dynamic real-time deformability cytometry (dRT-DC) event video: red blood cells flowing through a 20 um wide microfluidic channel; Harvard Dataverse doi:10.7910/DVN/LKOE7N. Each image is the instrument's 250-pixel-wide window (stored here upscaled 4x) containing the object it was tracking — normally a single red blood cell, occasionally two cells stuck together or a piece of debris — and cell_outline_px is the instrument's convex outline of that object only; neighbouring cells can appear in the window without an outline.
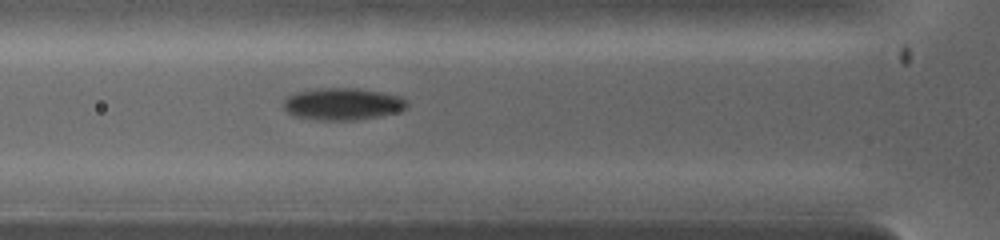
{"species": "common noctule bat (a hibernating species)", "species_latin": "Nyctalus noctula", "temperature_condition": "warm", "stored_images_in_passage": 18, "camera_frame_rate_fps": 5000, "um_per_image_px": 0.085, "animal": {"sex": "female", "body_mass_g": 19.0, "forearm_length_mm": 53.3}, "frame": {"image": 1, "passage_image": 2, "time_ms": 0.4, "image_size_px": [1000, 240], "cell_outline_px": [[408, 104], [404, 108], [380, 116], [352, 120], [320, 120], [292, 116], [284, 108], [284, 100], [288, 96], [296, 92], [320, 88], [356, 88], [380, 92], [396, 96], [404, 100]], "centroid_in_image_um": [29.04, 8.84], "position_along_channel_um": 96.8, "area_um2": 22.6}}
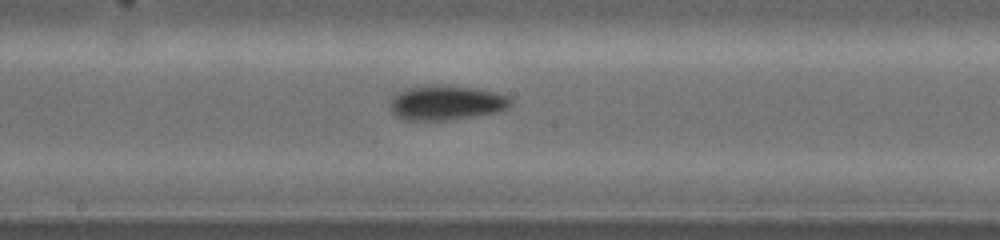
{"frame": {"image": 2, "passage_image": 7, "time_ms": 2.4, "image_size_px": [1000, 240], "cell_outline_px": [[512, 104], [508, 108], [500, 112], [448, 120], [408, 120], [396, 116], [392, 112], [392, 96], [408, 88], [436, 84], [448, 84], [476, 88], [508, 96], [512, 100]], "centroid_in_image_um": [37.98, 8.72], "position_along_channel_um": 210.2, "area_um2": 24.39}}
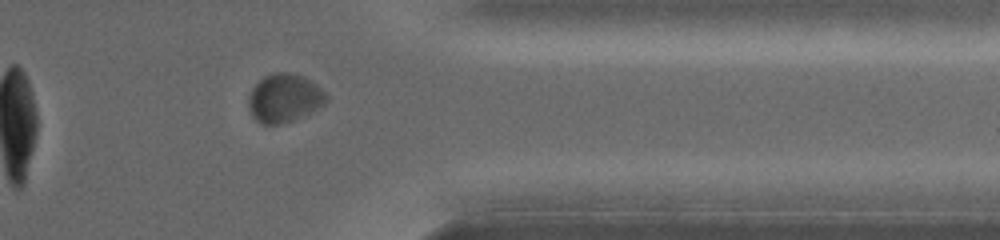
{"frame": {"image": 3, "passage_image": 15, "time_ms": 5.6, "image_size_px": [1000, 240], "cell_outline_px": [[328, 100], [324, 104], [312, 112], [292, 120], [280, 124], [260, 124], [252, 116], [248, 104], [248, 96], [252, 88], [264, 76], [272, 72], [288, 72], [300, 76], [316, 84], [328, 96]], "centroid_in_image_um": [24.15, 8.34], "position_along_channel_um": 387.3, "area_um2": 21.85}}